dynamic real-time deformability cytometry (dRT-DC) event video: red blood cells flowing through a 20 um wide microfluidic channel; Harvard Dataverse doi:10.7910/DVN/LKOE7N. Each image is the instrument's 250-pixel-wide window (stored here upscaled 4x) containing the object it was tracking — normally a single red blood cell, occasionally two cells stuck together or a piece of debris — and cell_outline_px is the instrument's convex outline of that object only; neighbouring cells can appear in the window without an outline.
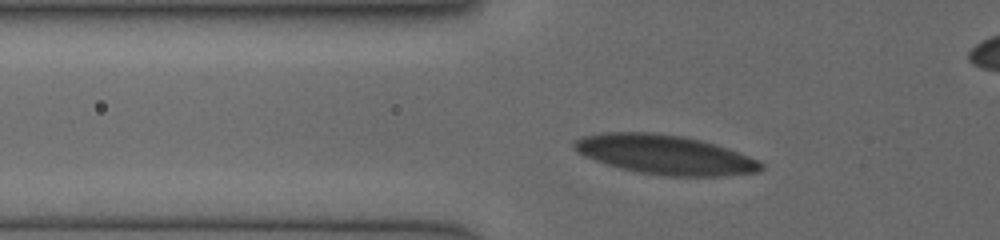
{"species": "human", "species_latin": "Homo sapiens", "temperature_condition": "cold", "stored_images_in_passage": 47, "camera_frame_rate_fps": 3000, "um_per_image_px": 0.085, "donor": {"sex": "female"}, "frame": {"image": 1, "passage_image": 2, "time_ms": 0.333, "image_size_px": [1000, 240], "cell_outline_px": [[764, 168], [756, 172], [720, 176], [668, 176], [640, 172], [608, 164], [584, 156], [572, 148], [572, 144], [576, 140], [584, 136], [604, 132], [652, 132], [684, 136], [716, 144], [760, 160], [764, 164]], "centroid_in_image_um": [56.54, 13.13], "position_along_channel_um": 69.3, "area_um2": 42.6}}
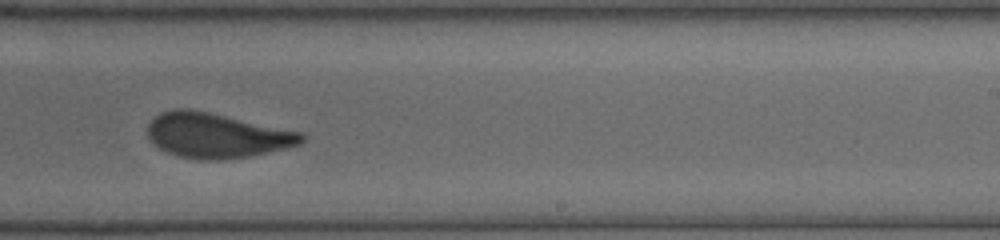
{"frame": {"image": 2, "passage_image": 27, "time_ms": 5.333, "image_size_px": [1000, 240], "cell_outline_px": [[308, 136], [300, 144], [252, 156], [224, 160], [200, 160], [176, 156], [160, 148], [148, 136], [148, 124], [160, 112], [176, 108], [188, 108], [208, 112], [304, 132]], "centroid_in_image_um": [18.45, 11.52], "position_along_channel_um": 270.6, "area_um2": 40.4}}
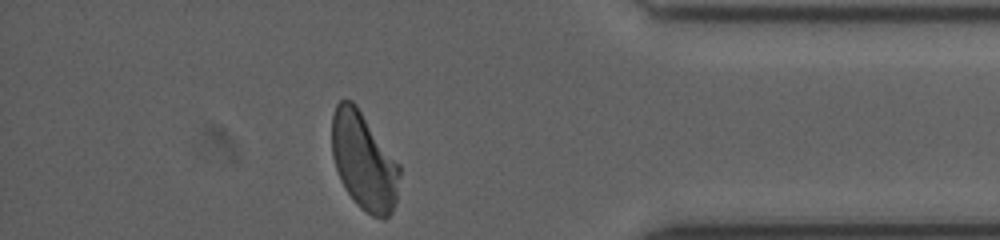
{"frame": {"image": 3, "passage_image": 46, "time_ms": 9.0, "image_size_px": [1000, 240], "cell_outline_px": [[400, 176], [396, 204], [392, 212], [384, 220], [372, 216], [360, 208], [356, 204], [340, 180], [332, 156], [332, 112], [336, 104], [340, 100], [352, 100], [356, 104], [400, 164]], "centroid_in_image_um": [30.94, 13.71], "position_along_channel_um": 404.3, "area_um2": 38.84}}